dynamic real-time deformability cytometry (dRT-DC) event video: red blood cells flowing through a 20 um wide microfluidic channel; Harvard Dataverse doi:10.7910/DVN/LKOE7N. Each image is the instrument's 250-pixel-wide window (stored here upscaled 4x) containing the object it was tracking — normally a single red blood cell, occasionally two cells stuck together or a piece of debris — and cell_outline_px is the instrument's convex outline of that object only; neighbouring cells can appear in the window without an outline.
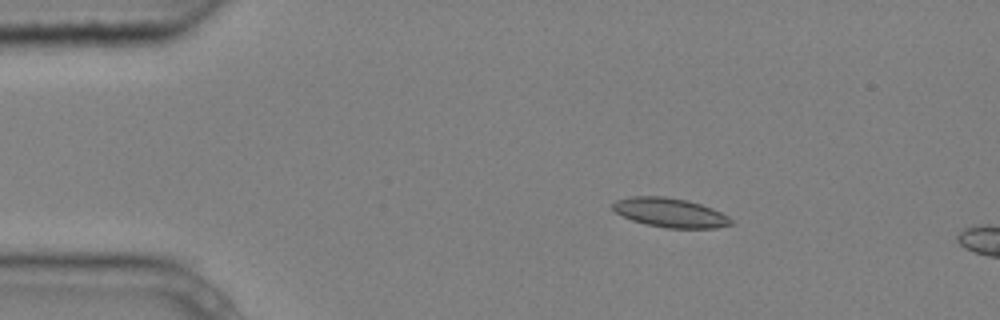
{"species": "common noctule bat (a hibernating species)", "species_latin": "Nyctalus noctula", "temperature_condition": "cold", "stored_images_in_passage": 4, "camera_frame_rate_fps": 3000, "um_per_image_px": 0.085, "animal": {"sex": "male", "body_mass_g": 20.4}, "frame": {"image": 1, "passage_image": 1, "time_ms": 0.0, "image_size_px": [1000, 320], "cell_outline_px": [[732, 224], [716, 228], [664, 228], [644, 224], [632, 220], [616, 212], [612, 208], [612, 204], [616, 200], [632, 196], [664, 196], [688, 200], [712, 208], [728, 216], [732, 220]], "centroid_in_image_um": [56.95, 18.07], "position_along_channel_um": 28.0, "area_um2": 20.17}}